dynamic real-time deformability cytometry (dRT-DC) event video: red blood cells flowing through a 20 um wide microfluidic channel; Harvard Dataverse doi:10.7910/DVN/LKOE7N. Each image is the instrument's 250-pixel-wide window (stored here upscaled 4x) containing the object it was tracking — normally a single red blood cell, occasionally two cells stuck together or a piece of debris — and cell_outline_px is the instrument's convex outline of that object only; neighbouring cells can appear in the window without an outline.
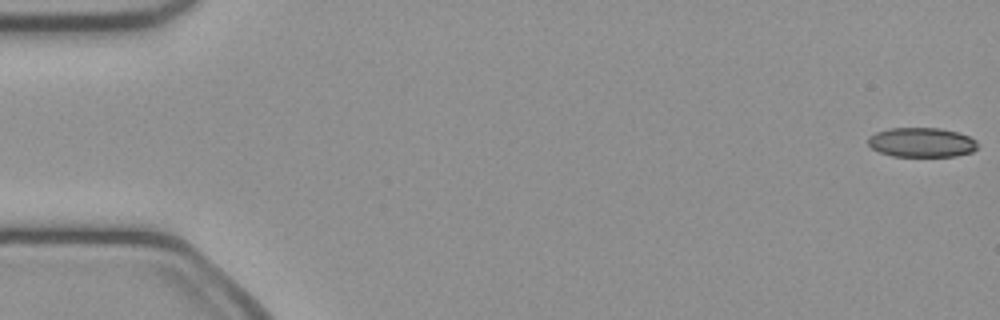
{"species": "common noctule bat (a hibernating species)", "species_latin": "Nyctalus noctula", "temperature_condition": "cold", "stored_images_in_passage": 50, "camera_frame_rate_fps": 3000, "um_per_image_px": 0.085, "animal": {"sex": "female", "body_mass_g": 21.9}, "frame": {"image": 1, "passage_image": 1, "time_ms": 0.0, "image_size_px": [1000, 320], "cell_outline_px": [[976, 148], [972, 152], [956, 156], [892, 156], [880, 152], [872, 148], [868, 144], [868, 136], [876, 132], [888, 128], [940, 128], [956, 132], [968, 136], [976, 140]], "centroid_in_image_um": [78.31, 12.1], "position_along_channel_um": 6.7, "area_um2": 18.79}}
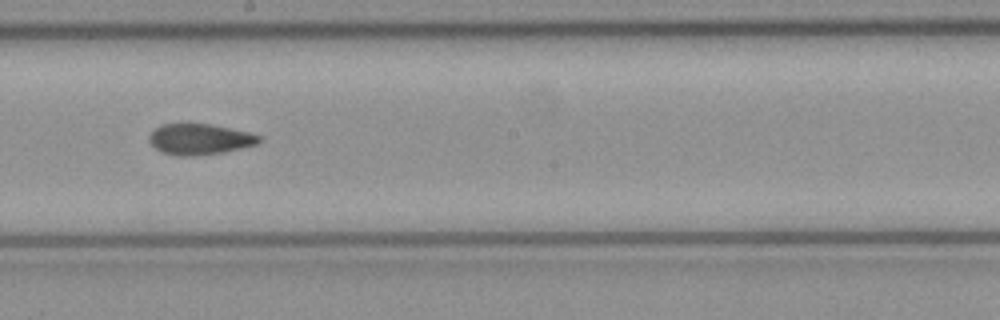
{"frame": {"image": 2, "passage_image": 28, "time_ms": 9.0, "image_size_px": [1000, 320], "cell_outline_px": [[260, 144], [224, 152], [196, 156], [176, 156], [164, 152], [156, 148], [148, 140], [148, 136], [160, 124], [212, 124], [248, 132], [260, 136]], "centroid_in_image_um": [16.99, 11.84], "position_along_channel_um": 231.2, "area_um2": 19.77}}
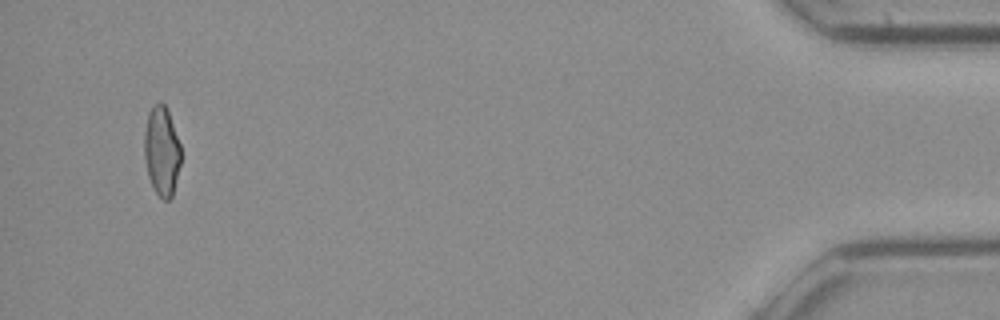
{"frame": {"image": 3, "passage_image": 48, "time_ms": 15.667, "image_size_px": [1000, 320], "cell_outline_px": [[180, 164], [172, 196], [168, 200], [164, 200], [156, 192], [148, 176], [144, 160], [144, 132], [148, 112], [160, 100], [168, 108], [180, 144]], "centroid_in_image_um": [13.74, 12.8], "position_along_channel_um": 421.5, "area_um2": 19.07}, "authors_computed_cell_mechanics": {"area_um2": 20.0855, "velocity_mm_per_s": 4.1175, "shape_relaxation_time_tau1_ms": null, "shape_relaxation_time_tau2_ms": 3.9732, "deformation_change_tau1": null, "deformation_change_tau2": 0.0956}}